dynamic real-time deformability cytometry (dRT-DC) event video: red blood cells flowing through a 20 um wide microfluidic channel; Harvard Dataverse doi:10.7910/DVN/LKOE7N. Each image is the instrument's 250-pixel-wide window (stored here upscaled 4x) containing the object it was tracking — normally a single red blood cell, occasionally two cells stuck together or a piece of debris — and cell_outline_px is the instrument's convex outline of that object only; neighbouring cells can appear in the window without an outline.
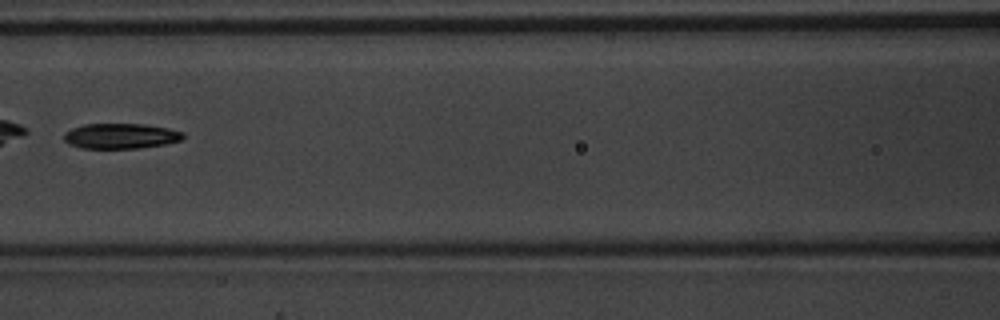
{"species": "common noctule bat (a hibernating species)", "species_latin": "Nyctalus noctula", "temperature_condition": "warm", "stored_images_in_passage": 4, "camera_frame_rate_fps": 3000, "um_per_image_px": 0.085, "animal": {"sex": "male", "body_mass_g": 20.1, "forearm_length_mm": 53.5}, "frame": {"image": 1, "passage_image": 4, "time_ms": 1.0, "image_size_px": [1000, 320], "cell_outline_px": [[184, 136], [180, 140], [164, 144], [140, 148], [80, 148], [68, 144], [64, 140], [64, 132], [72, 128], [84, 124], [144, 124], [168, 128], [184, 132]], "centroid_in_image_um": [10.23, 11.56], "position_along_channel_um": 156.4, "area_um2": 17.57}}